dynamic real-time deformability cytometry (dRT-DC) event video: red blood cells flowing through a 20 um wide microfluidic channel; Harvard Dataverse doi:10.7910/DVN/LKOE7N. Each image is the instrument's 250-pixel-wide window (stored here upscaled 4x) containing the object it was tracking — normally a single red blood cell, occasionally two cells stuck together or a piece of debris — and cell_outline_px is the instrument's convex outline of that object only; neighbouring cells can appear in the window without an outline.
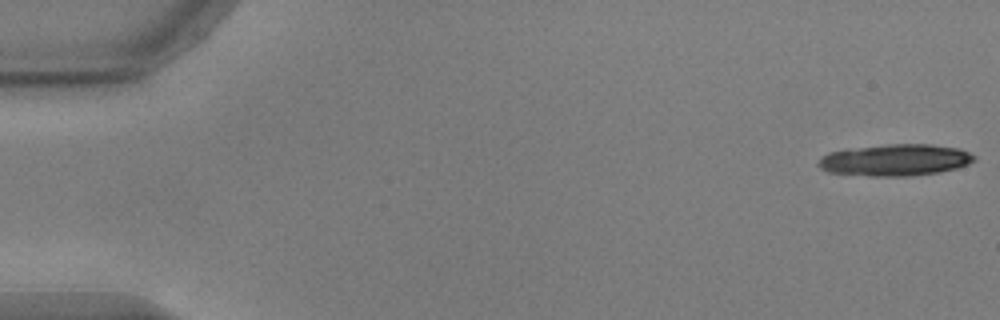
{"species": "common noctule bat (a hibernating species)", "species_latin": "Nyctalus noctula", "temperature_condition": "warm", "stored_images_in_passage": 41, "camera_frame_rate_fps": 3000, "um_per_image_px": 0.085, "animal": {"sex": "male", "body_mass_g": 17.9, "forearm_length_mm": 54.2}, "frame": {"image": 1, "passage_image": 1, "time_ms": 0.0, "image_size_px": [1000, 320], "cell_outline_px": [[976, 160], [968, 164], [956, 168], [940, 172], [912, 176], [868, 176], [828, 172], [820, 168], [816, 164], [820, 156], [828, 152], [848, 148], [888, 144], [932, 144], [960, 148], [976, 156]], "centroid_in_image_um": [76.07, 13.6], "position_along_channel_um": 8.9, "area_um2": 29.19}}